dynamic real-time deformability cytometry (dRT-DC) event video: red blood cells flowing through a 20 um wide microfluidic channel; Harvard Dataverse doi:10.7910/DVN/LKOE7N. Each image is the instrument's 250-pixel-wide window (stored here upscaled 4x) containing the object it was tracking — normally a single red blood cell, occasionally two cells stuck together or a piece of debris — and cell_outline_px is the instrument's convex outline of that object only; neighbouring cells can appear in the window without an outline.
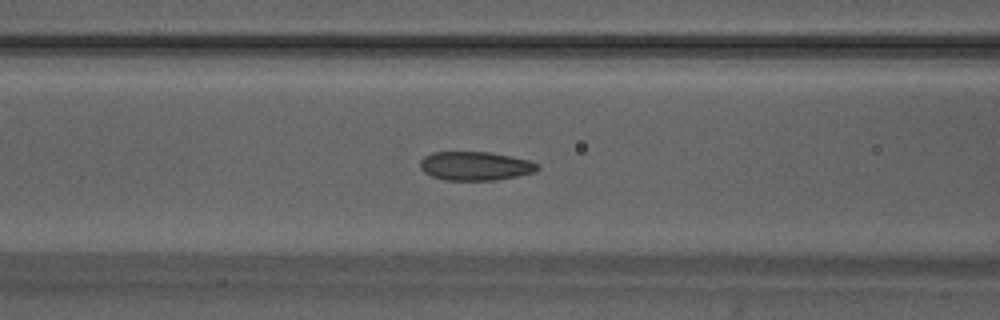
{"species": "Egyptian fruit bat (a non-hibernating species)", "species_latin": "Rousettus aegyptiacus", "temperature_condition": "warm", "stored_images_in_passage": 54, "camera_frame_rate_fps": 3000, "um_per_image_px": 0.085, "animal": {"sex": "male"}, "frame": {"image": 1, "passage_image": 22, "time_ms": 7.0, "image_size_px": [1000, 320], "cell_outline_px": [[540, 168], [536, 172], [496, 180], [444, 180], [432, 176], [424, 172], [420, 168], [420, 160], [424, 156], [432, 152], [488, 152], [512, 156], [528, 160], [540, 164]], "centroid_in_image_um": [40.41, 14.1], "position_along_channel_um": 126.2, "area_um2": 19.83}}
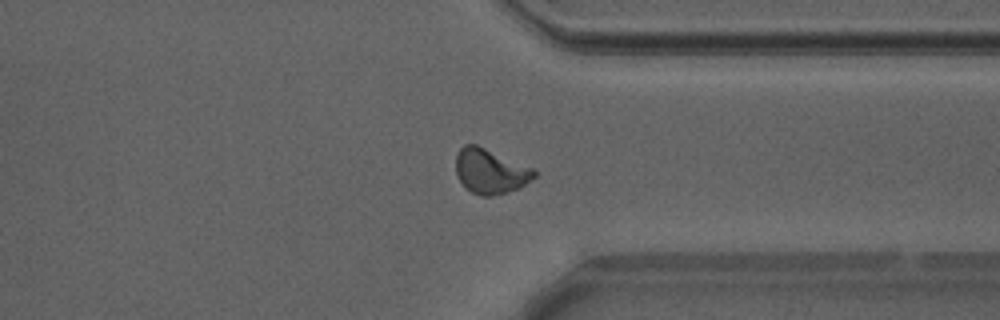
{"frame": {"image": 2, "passage_image": 41, "time_ms": 13.333, "image_size_px": [1000, 320], "cell_outline_px": [[536, 176], [520, 188], [508, 192], [492, 196], [484, 196], [472, 192], [464, 188], [456, 176], [456, 156], [460, 148], [464, 144], [476, 144], [532, 168], [536, 172]], "centroid_in_image_um": [41.65, 14.57], "position_along_channel_um": 369.8, "area_um2": 20.46}}
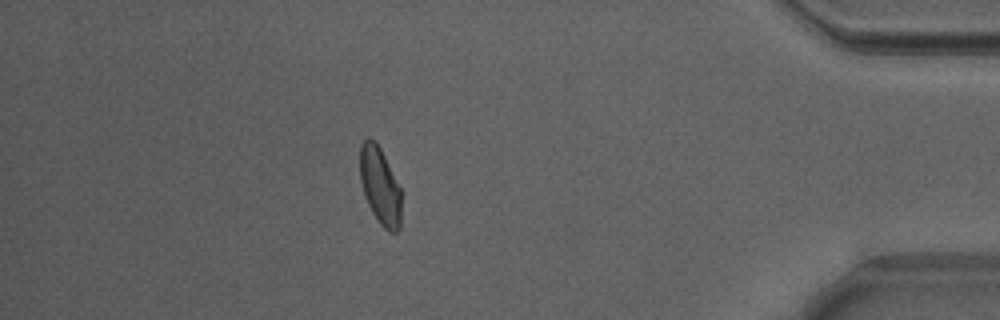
{"frame": {"image": 3, "passage_image": 47, "time_ms": 15.333, "image_size_px": [1000, 320], "cell_outline_px": [[400, 228], [396, 232], [388, 232], [376, 220], [368, 204], [360, 180], [360, 144], [368, 136], [376, 140], [400, 188]], "centroid_in_image_um": [32.28, 15.79], "position_along_channel_um": 402.9, "area_um2": 18.5}}